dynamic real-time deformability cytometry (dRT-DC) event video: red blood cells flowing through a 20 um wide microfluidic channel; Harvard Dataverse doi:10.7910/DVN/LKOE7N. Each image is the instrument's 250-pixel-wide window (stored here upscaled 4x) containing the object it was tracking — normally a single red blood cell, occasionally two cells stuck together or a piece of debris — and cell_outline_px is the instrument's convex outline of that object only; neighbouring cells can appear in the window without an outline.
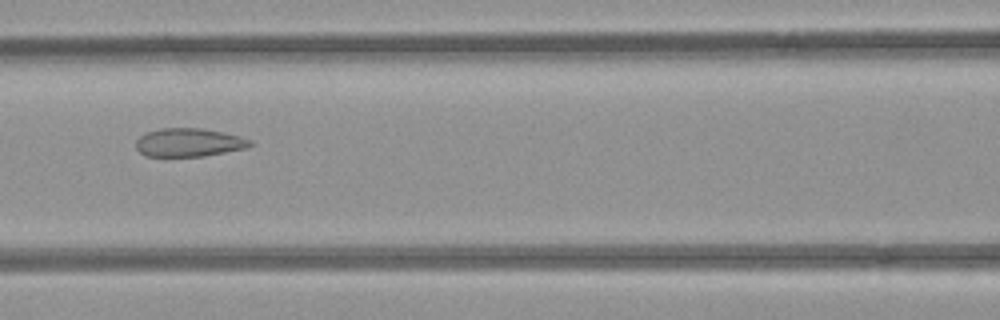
{"species": "common noctule bat (a hibernating species)", "species_latin": "Nyctalus noctula", "temperature_condition": "room temperature", "stored_images_in_passage": 33, "camera_frame_rate_fps": 3000, "um_per_image_px": 0.085, "animal": {"sex": "female", "body_mass_g": 21.9}, "frame": {"image": 1, "passage_image": 8, "time_ms": 2.333, "image_size_px": [1000, 320], "cell_outline_px": [[252, 144], [248, 148], [204, 156], [144, 156], [136, 148], [136, 140], [140, 136], [148, 132], [160, 128], [204, 128], [224, 132], [240, 136], [252, 140]], "centroid_in_image_um": [16.08, 12.11], "position_along_channel_um": 150.5, "area_um2": 19.02}}
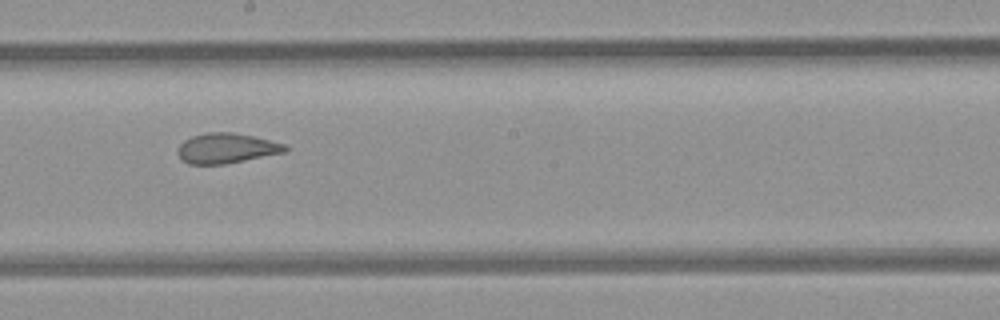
{"frame": {"image": 2, "passage_image": 14, "time_ms": 4.333, "image_size_px": [1000, 320], "cell_outline_px": [[288, 148], [284, 152], [224, 164], [188, 164], [176, 152], [180, 144], [184, 140], [192, 136], [208, 132], [232, 132], [252, 136], [284, 144]], "centroid_in_image_um": [19.2, 12.59], "position_along_channel_um": 229.0, "area_um2": 18.5}}
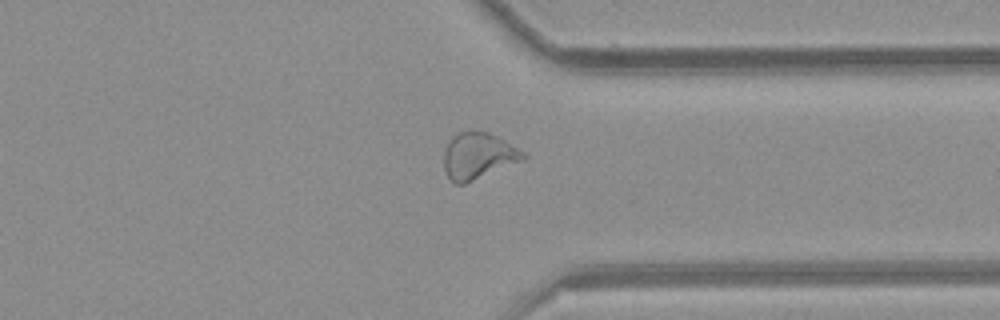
{"frame": {"image": 3, "passage_image": 25, "time_ms": 8.0, "image_size_px": [1000, 320], "cell_outline_px": [[528, 156], [520, 160], [464, 184], [456, 184], [448, 176], [444, 168], [444, 152], [448, 140], [460, 132], [488, 132], [504, 140], [524, 152]], "centroid_in_image_um": [40.6, 13.24], "position_along_channel_um": 370.8, "area_um2": 20.75}}